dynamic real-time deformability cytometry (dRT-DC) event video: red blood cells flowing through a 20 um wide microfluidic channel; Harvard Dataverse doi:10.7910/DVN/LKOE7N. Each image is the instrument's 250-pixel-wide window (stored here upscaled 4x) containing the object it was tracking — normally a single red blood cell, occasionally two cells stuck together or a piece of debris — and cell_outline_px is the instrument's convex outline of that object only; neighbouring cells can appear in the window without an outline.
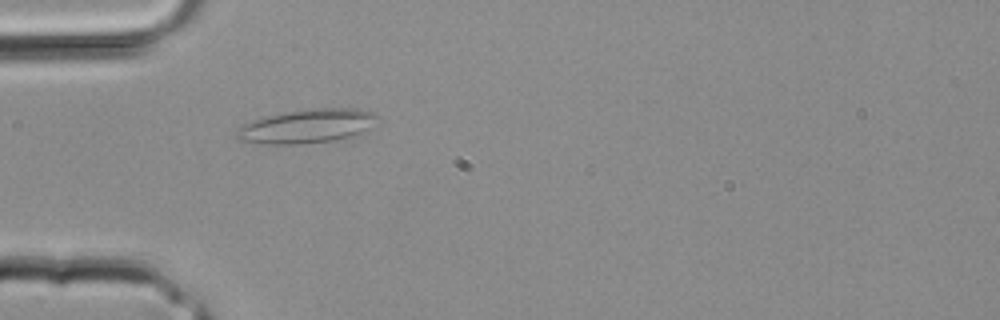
{"species": "common noctule bat (a hibernating species)", "species_latin": "Nyctalus noctula", "temperature_condition": "room temperature", "stored_images_in_passage": 3, "camera_frame_rate_fps": 3000, "um_per_image_px": 0.085, "animal": {"sex": "male", "body_mass_g": 20.4}, "frame": {"image": 1, "passage_image": 3, "time_ms": 0.667, "image_size_px": [1000, 320], "cell_outline_px": [[380, 116], [368, 128], [352, 136], [332, 140], [300, 144], [264, 144], [240, 140], [236, 136], [236, 132], [244, 124], [252, 120], [268, 116], [288, 112], [312, 108], [360, 108], [372, 112]], "centroid_in_image_um": [26.11, 10.71], "position_along_channel_um": 58.9, "area_um2": 27.46}}